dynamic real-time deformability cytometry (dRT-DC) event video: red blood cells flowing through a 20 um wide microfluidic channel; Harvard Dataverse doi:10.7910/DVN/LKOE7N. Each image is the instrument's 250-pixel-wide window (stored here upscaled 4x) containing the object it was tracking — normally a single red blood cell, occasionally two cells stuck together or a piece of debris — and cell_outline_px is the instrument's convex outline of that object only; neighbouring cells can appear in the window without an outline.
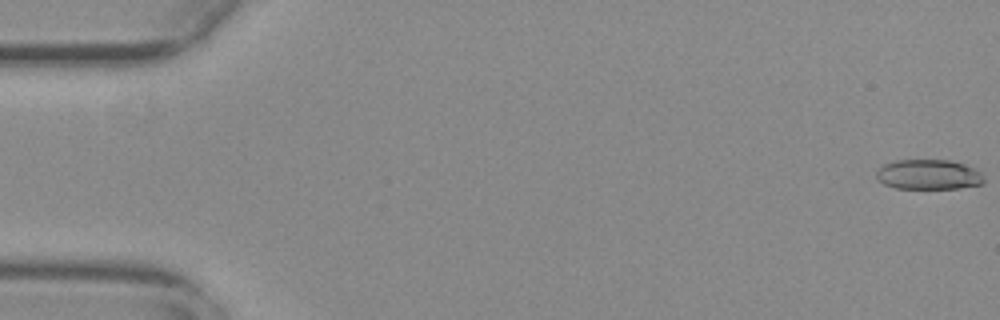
{"species": "common noctule bat (a hibernating species)", "species_latin": "Nyctalus noctula", "temperature_condition": "warm", "stored_images_in_passage": 56, "camera_frame_rate_fps": 3000, "um_per_image_px": 0.085, "animal": {"sex": "female", "body_mass_g": 29.2, "forearm_length_mm": 56.3}, "frame": {"image": 1, "passage_image": 1, "time_ms": 0.0, "image_size_px": [1000, 320], "cell_outline_px": [[984, 184], [960, 188], [896, 188], [884, 184], [876, 176], [876, 172], [884, 164], [896, 160], [948, 160], [964, 164], [980, 172], [984, 180]], "centroid_in_image_um": [78.93, 14.84], "position_along_channel_um": 6.1, "area_um2": 18.61}}
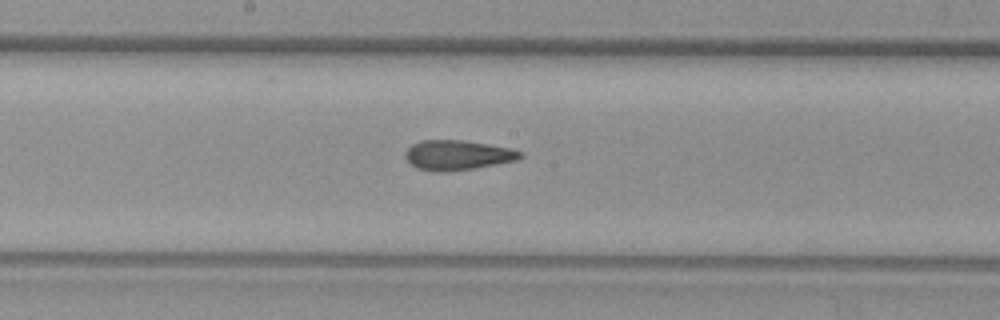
{"frame": {"image": 2, "passage_image": 30, "time_ms": 9.667, "image_size_px": [1000, 320], "cell_outline_px": [[524, 156], [516, 160], [476, 168], [448, 172], [436, 172], [416, 168], [404, 156], [404, 152], [412, 144], [420, 140], [464, 140], [512, 148], [524, 152]], "centroid_in_image_um": [38.9, 13.18], "position_along_channel_um": 209.3, "area_um2": 20.23}}
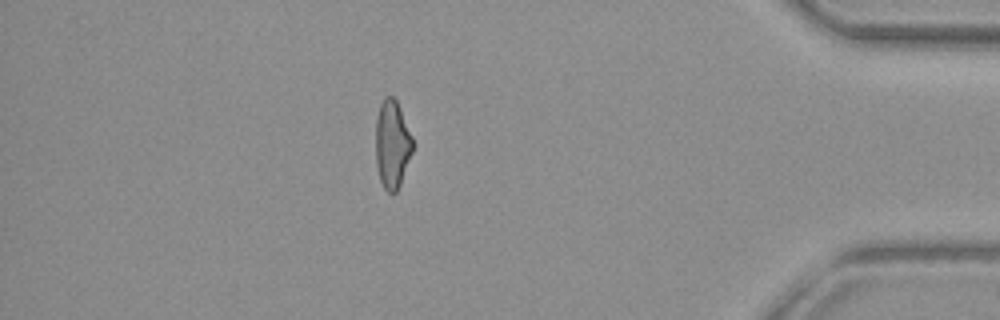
{"frame": {"image": 3, "passage_image": 49, "time_ms": 16.0, "image_size_px": [1000, 320], "cell_outline_px": [[412, 152], [400, 184], [396, 192], [388, 192], [384, 188], [380, 180], [376, 164], [376, 116], [380, 104], [384, 96], [392, 96], [396, 100], [412, 136]], "centroid_in_image_um": [33.32, 12.25], "position_along_channel_um": 401.9, "area_um2": 18.79}, "authors_computed_cell_mechanics": {"area_um2": 19.941, "velocity_mm_per_s": 3.7585, "shape_relaxation_time_tau1_ms": null, "shape_relaxation_time_tau2_ms": 2.642, "deformation_change_tau1": null, "deformation_change_tau2": 0.1039}}